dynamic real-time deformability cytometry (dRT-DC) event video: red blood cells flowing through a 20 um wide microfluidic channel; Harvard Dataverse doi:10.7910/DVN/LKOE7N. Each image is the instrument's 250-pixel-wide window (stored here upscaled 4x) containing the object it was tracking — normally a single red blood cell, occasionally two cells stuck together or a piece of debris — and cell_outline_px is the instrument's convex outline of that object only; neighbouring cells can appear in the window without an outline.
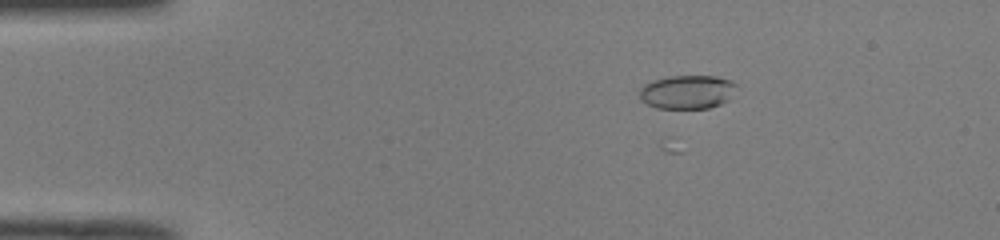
{"species": "common noctule bat (a hibernating species)", "species_latin": "Nyctalus noctula", "temperature_condition": "room temperature", "stored_images_in_passage": 44, "camera_frame_rate_fps": 3000, "um_per_image_px": 0.085, "animal": {"sex": "male", "body_mass_g": 19.0, "forearm_length_mm": 50.8}, "frame": {"image": 1, "passage_image": 2, "time_ms": 0.333, "image_size_px": [1000, 240], "cell_outline_px": [[736, 84], [728, 100], [720, 104], [708, 108], [656, 108], [640, 100], [640, 88], [644, 84], [652, 80], [668, 76], [716, 76], [732, 80]], "centroid_in_image_um": [58.38, 7.81], "position_along_channel_um": 26.6, "area_um2": 19.02}}
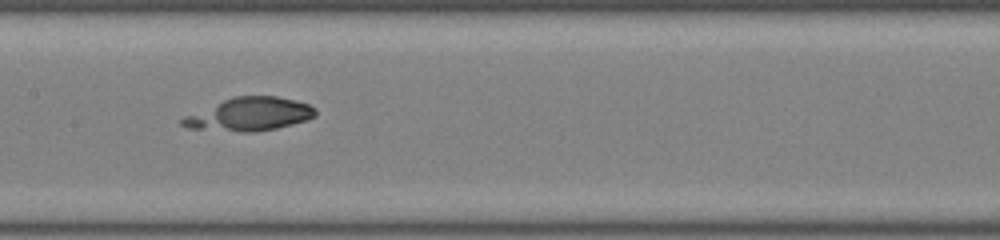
{"frame": {"image": 2, "passage_image": 19, "time_ms": 6.0, "image_size_px": [1000, 240], "cell_outline_px": [[316, 116], [308, 120], [276, 128], [252, 132], [240, 132], [188, 128], [180, 124], [180, 120], [184, 116], [232, 96], [276, 96], [296, 100], [308, 104], [316, 108]], "centroid_in_image_um": [21.21, 9.71], "position_along_channel_um": 186.2, "area_um2": 25.78}}
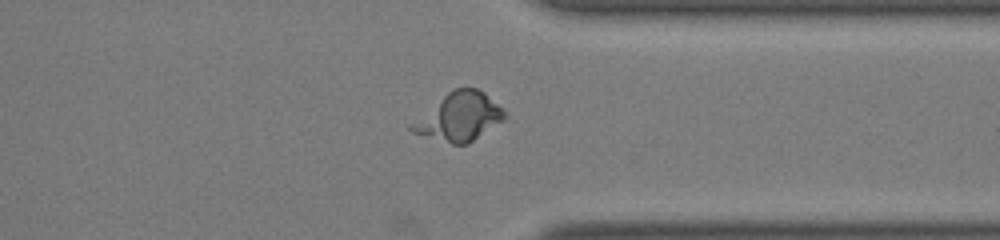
{"frame": {"image": 3, "passage_image": 33, "time_ms": 10.667, "image_size_px": [1000, 240], "cell_outline_px": [[504, 120], [468, 144], [452, 144], [412, 132], [408, 128], [408, 124], [452, 88], [476, 88], [484, 92], [504, 108]], "centroid_in_image_um": [39.01, 9.92], "position_along_channel_um": 372.4, "area_um2": 26.01}}